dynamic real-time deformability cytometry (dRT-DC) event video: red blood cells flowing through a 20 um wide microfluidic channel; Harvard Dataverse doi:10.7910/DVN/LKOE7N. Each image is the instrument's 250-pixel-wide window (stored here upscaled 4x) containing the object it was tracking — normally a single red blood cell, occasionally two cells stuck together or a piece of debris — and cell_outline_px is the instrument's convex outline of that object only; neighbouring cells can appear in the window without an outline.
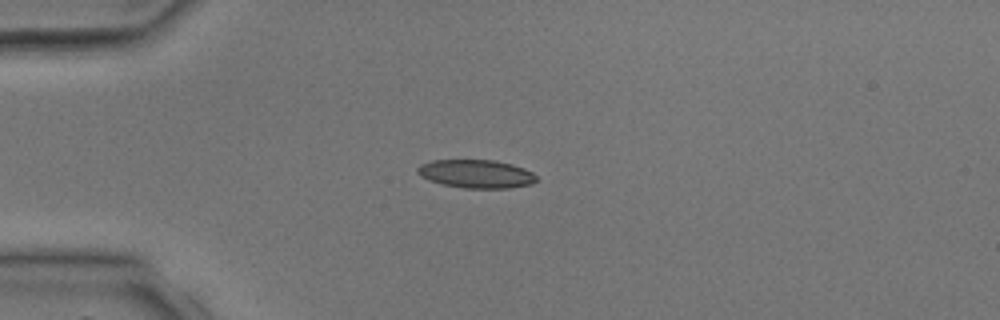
{"species": "common noctule bat (a hibernating species)", "species_latin": "Nyctalus noctula", "temperature_condition": "room temperature", "stored_images_in_passage": 2, "camera_frame_rate_fps": 3000, "um_per_image_px": 0.085, "animal": {"sex": "male", "body_mass_g": 17.9, "forearm_length_mm": 54.2}, "frame": {"image": 1, "passage_image": 1, "time_ms": 0.0, "image_size_px": [1000, 320], "cell_outline_px": [[536, 180], [532, 184], [508, 188], [464, 188], [440, 184], [428, 180], [420, 176], [416, 172], [416, 168], [420, 164], [432, 160], [492, 160], [512, 164], [524, 168], [532, 172], [536, 176]], "centroid_in_image_um": [40.43, 14.78], "position_along_channel_um": 44.6, "area_um2": 19.77}}